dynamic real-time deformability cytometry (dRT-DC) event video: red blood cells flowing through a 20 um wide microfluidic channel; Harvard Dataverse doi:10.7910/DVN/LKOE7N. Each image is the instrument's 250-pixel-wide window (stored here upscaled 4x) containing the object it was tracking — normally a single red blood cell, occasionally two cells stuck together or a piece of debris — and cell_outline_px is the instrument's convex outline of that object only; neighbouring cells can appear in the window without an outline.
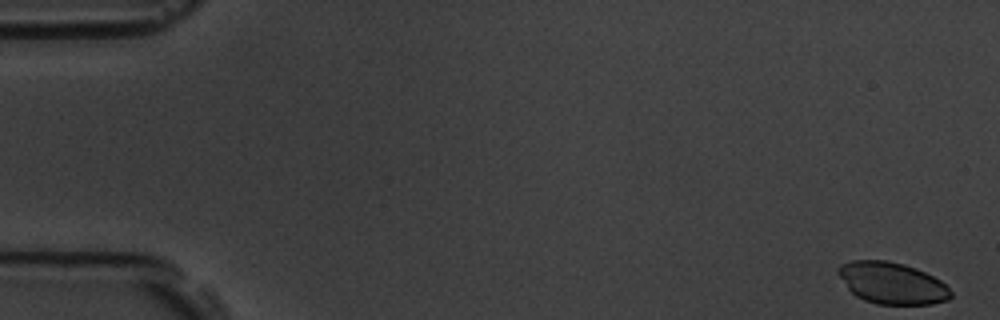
{"species": "common noctule bat (a hibernating species)", "species_latin": "Nyctalus noctula", "temperature_condition": "room temperature", "stored_images_in_passage": 6, "camera_frame_rate_fps": 3000, "um_per_image_px": 0.085, "animal": {"sex": "male", "body_mass_g": 19.5, "forearm_length_mm": 54.6}, "frame": {"image": 1, "passage_image": 1, "time_ms": 0.0, "image_size_px": [1000, 320], "cell_outline_px": [[952, 296], [948, 300], [932, 304], [876, 304], [864, 300], [856, 296], [848, 288], [836, 272], [836, 268], [840, 264], [852, 260], [888, 260], [904, 264], [916, 268], [940, 280], [952, 292]], "centroid_in_image_um": [75.8, 24.06], "position_along_channel_um": 9.2, "area_um2": 27.4}}